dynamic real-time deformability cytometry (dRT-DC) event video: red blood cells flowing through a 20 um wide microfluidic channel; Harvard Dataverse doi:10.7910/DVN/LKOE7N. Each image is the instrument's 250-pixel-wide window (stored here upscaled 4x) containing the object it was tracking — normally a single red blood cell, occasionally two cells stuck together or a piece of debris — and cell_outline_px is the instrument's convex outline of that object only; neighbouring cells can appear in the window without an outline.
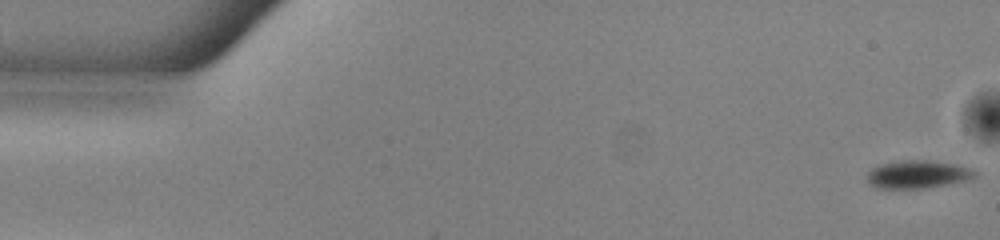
{"species": "common noctule bat (a hibernating species)", "species_latin": "Nyctalus noctula", "temperature_condition": "warm", "stored_images_in_passage": 52, "camera_frame_rate_fps": 3000, "um_per_image_px": 0.085, "animal": {"sex": "male", "body_mass_g": 13.0, "forearm_length_mm": 53.1}, "frame": {"image": 1, "passage_image": 1, "time_ms": 0.0, "image_size_px": [1000, 240], "cell_outline_px": [[976, 176], [968, 180], [928, 188], [876, 188], [868, 184], [868, 172], [872, 168], [880, 164], [896, 160], [928, 160], [956, 164], [972, 168], [976, 172]], "centroid_in_image_um": [78.01, 14.81], "position_along_channel_um": 7.0, "area_um2": 17.74}}
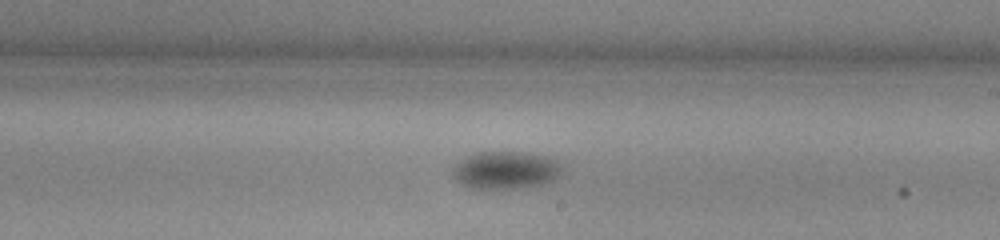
{"frame": {"image": 2, "passage_image": 30, "time_ms": 9.667, "image_size_px": [1000, 240], "cell_outline_px": [[564, 164], [560, 172], [552, 180], [540, 184], [516, 188], [472, 188], [456, 180], [452, 176], [452, 172], [456, 164], [460, 160], [468, 156], [480, 152], [528, 152], [552, 156]], "centroid_in_image_um": [43.03, 14.43], "position_along_channel_um": 246.0, "area_um2": 23.93}}
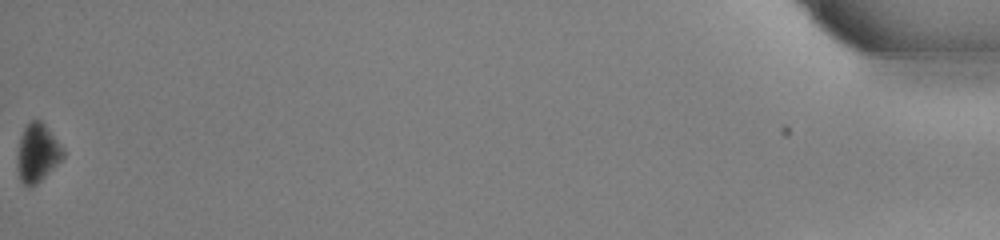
{"frame": {"image": 3, "passage_image": 52, "time_ms": 17.0, "image_size_px": [1000, 240], "cell_outline_px": [[64, 156], [36, 184], [28, 188], [20, 180], [16, 168], [16, 164], [20, 136], [24, 128], [32, 120], [40, 120], [44, 124], [56, 140], [64, 152]], "centroid_in_image_um": [3.12, 13.02], "position_along_channel_um": 432.1, "area_um2": 15.14}, "authors_computed_cell_mechanics": {"area_um2": 21.0681, "velocity_mm_per_s": 3.9796, "shape_relaxation_time_tau1_ms": 1.3393, "shape_relaxation_time_tau2_ms": null, "deformation_change_tau1": 0.0803, "deformation_change_tau2": null}}